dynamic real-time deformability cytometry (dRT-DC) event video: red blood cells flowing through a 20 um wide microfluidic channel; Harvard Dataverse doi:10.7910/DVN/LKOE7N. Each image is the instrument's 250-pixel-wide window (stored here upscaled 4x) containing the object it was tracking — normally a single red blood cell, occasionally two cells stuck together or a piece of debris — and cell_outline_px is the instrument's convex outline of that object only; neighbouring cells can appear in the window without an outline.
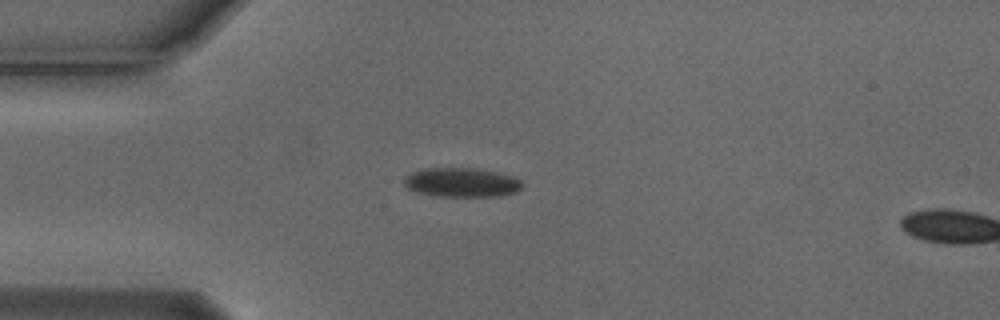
{"species": "Egyptian fruit bat (a non-hibernating species)", "species_latin": "Rousettus aegyptiacus", "temperature_condition": "cold", "stored_images_in_passage": 4, "camera_frame_rate_fps": 3000, "um_per_image_px": 0.085, "animal": {"sex": "male"}, "frame": {"image": 1, "passage_image": 3, "time_ms": 0.667, "image_size_px": [1000, 320], "cell_outline_px": [[524, 184], [516, 192], [500, 196], [432, 196], [408, 188], [404, 184], [404, 176], [420, 168], [480, 168], [512, 176], [520, 180]], "centroid_in_image_um": [39.23, 15.49], "position_along_channel_um": 45.8, "area_um2": 20.23}}